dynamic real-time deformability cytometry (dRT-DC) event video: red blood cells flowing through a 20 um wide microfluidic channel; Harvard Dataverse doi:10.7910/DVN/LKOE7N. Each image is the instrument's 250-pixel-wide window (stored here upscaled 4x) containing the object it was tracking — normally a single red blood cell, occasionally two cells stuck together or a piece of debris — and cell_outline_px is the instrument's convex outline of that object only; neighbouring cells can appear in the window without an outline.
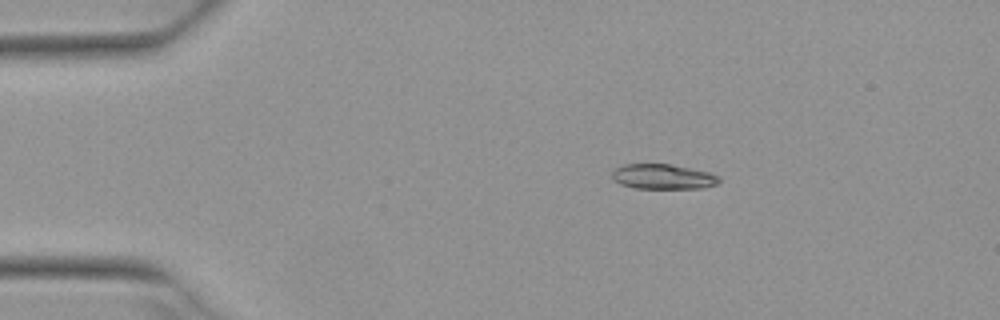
{"species": "Egyptian fruit bat (a non-hibernating species)", "species_latin": "Rousettus aegyptiacus", "temperature_condition": "warm", "stored_images_in_passage": 5, "camera_frame_rate_fps": 3000, "um_per_image_px": 0.085, "animal": {"sex": "female"}, "frame": {"image": 1, "passage_image": 1, "time_ms": 0.0, "image_size_px": [1000, 320], "cell_outline_px": [[720, 180], [716, 184], [704, 188], [636, 188], [620, 184], [612, 180], [612, 172], [616, 168], [624, 164], [672, 164], [712, 172], [720, 176]], "centroid_in_image_um": [56.38, 15.01], "position_along_channel_um": 28.6, "area_um2": 15.78}}
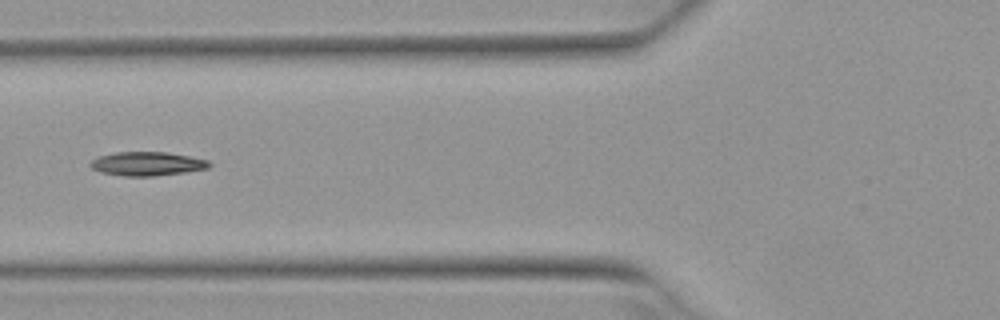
{"frame": {"image": 2, "passage_image": 4, "time_ms": 1.0, "image_size_px": [1000, 320], "cell_outline_px": [[212, 164], [208, 168], [184, 172], [152, 176], [124, 176], [100, 172], [92, 168], [88, 164], [92, 160], [100, 156], [116, 152], [168, 152], [208, 160]], "centroid_in_image_um": [12.5, 13.92], "position_along_channel_um": 113.3, "area_um2": 16.42}}
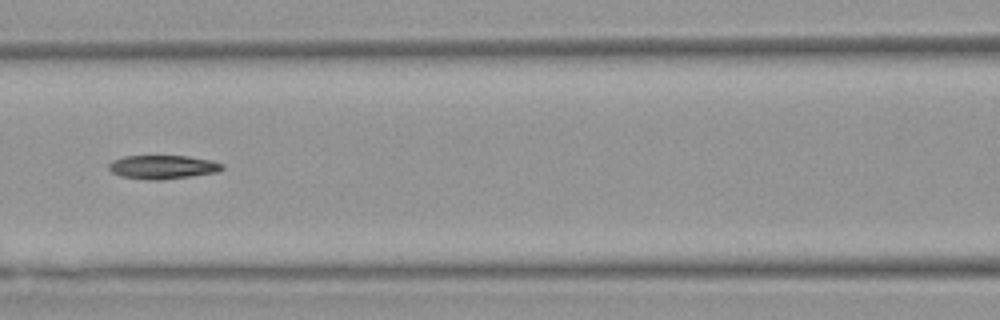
{"frame": {"image": 3, "passage_image": 5, "time_ms": 1.333, "image_size_px": [1000, 320], "cell_outline_px": [[224, 168], [216, 172], [160, 180], [152, 180], [120, 176], [112, 172], [108, 168], [108, 164], [112, 160], [124, 156], [188, 156], [212, 160], [224, 164]], "centroid_in_image_um": [13.81, 14.19], "position_along_channel_um": 152.8, "area_um2": 15.61}}